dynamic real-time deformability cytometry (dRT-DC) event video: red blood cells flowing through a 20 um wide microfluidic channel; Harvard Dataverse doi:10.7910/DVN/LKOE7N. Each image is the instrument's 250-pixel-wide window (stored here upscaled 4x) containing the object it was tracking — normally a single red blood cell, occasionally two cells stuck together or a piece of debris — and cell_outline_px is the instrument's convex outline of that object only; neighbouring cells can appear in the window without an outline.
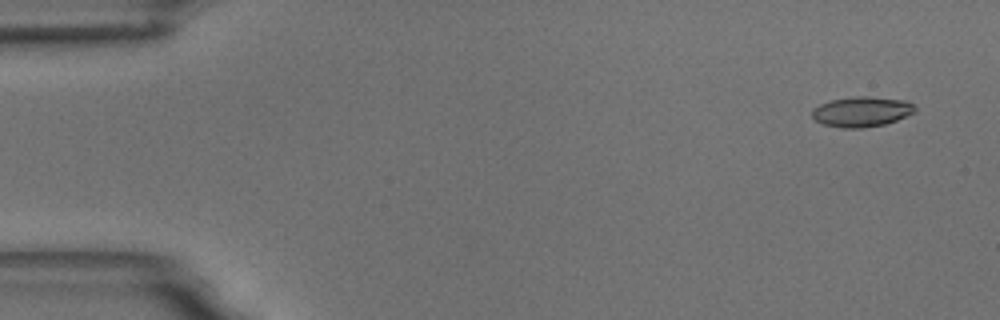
{"species": "common noctule bat (a hibernating species)", "species_latin": "Nyctalus noctula", "temperature_condition": "room temperature", "stored_images_in_passage": 4, "camera_frame_rate_fps": 3000, "um_per_image_px": 0.085, "animal": {"sex": "male", "body_mass_g": 18.8}, "frame": {"image": 1, "passage_image": 1, "time_ms": 0.0, "image_size_px": [1000, 320], "cell_outline_px": [[916, 112], [896, 120], [884, 124], [860, 128], [844, 128], [824, 124], [816, 120], [812, 116], [812, 108], [820, 104], [832, 100], [856, 96], [868, 96], [904, 100], [912, 104], [916, 108]], "centroid_in_image_um": [73.24, 9.49], "position_along_channel_um": 11.8, "area_um2": 17.92}}
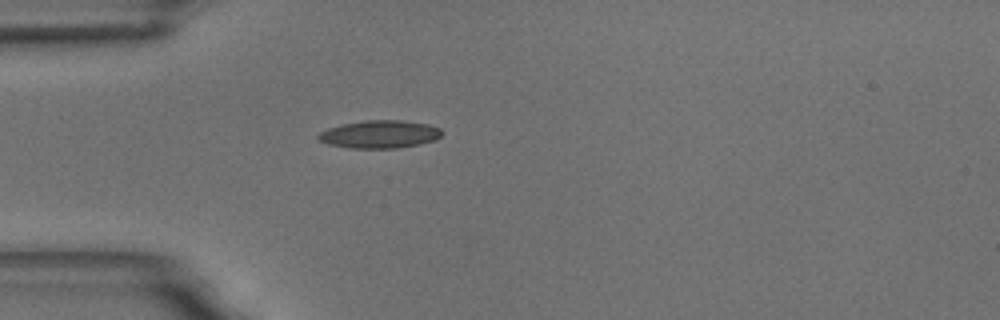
{"frame": {"image": 2, "passage_image": 4, "time_ms": 4.333, "image_size_px": [1000, 320], "cell_outline_px": [[440, 136], [436, 140], [420, 144], [400, 148], [348, 148], [328, 144], [320, 140], [316, 136], [320, 132], [328, 128], [344, 124], [364, 120], [400, 120], [428, 124], [440, 128]], "centroid_in_image_um": [32.27, 11.42], "position_along_channel_um": 52.7, "area_um2": 20.0}}